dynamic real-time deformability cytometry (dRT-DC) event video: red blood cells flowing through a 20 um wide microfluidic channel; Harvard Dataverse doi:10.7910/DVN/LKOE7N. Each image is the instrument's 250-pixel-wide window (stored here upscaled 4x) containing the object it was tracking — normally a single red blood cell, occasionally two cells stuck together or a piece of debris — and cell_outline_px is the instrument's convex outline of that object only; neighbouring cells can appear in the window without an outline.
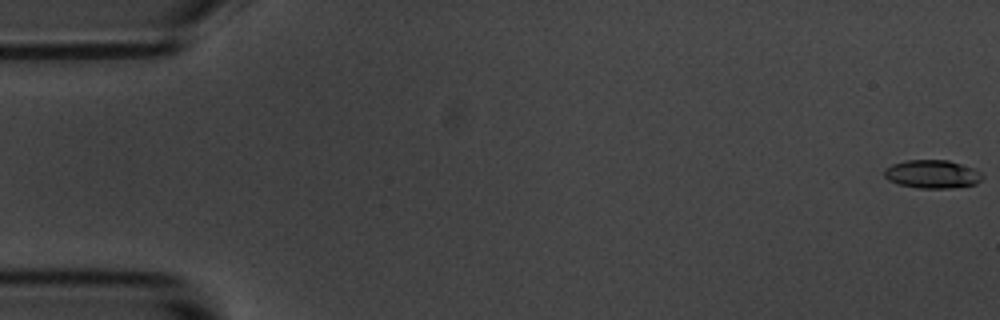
{"species": "common noctule bat (a hibernating species)", "species_latin": "Nyctalus noctula", "temperature_condition": "room temperature", "stored_images_in_passage": 5, "camera_frame_rate_fps": 3000, "um_per_image_px": 0.085, "animal": {"sex": "male", "body_mass_g": 20.1, "forearm_length_mm": 53.5}, "frame": {"image": 1, "passage_image": 1, "time_ms": 0.0, "image_size_px": [1000, 320], "cell_outline_px": [[984, 176], [976, 184], [952, 188], [920, 188], [900, 184], [888, 180], [884, 176], [884, 168], [892, 164], [908, 160], [948, 160], [972, 168], [980, 172]], "centroid_in_image_um": [79.23, 14.8], "position_along_channel_um": 5.8, "area_um2": 16.07}}